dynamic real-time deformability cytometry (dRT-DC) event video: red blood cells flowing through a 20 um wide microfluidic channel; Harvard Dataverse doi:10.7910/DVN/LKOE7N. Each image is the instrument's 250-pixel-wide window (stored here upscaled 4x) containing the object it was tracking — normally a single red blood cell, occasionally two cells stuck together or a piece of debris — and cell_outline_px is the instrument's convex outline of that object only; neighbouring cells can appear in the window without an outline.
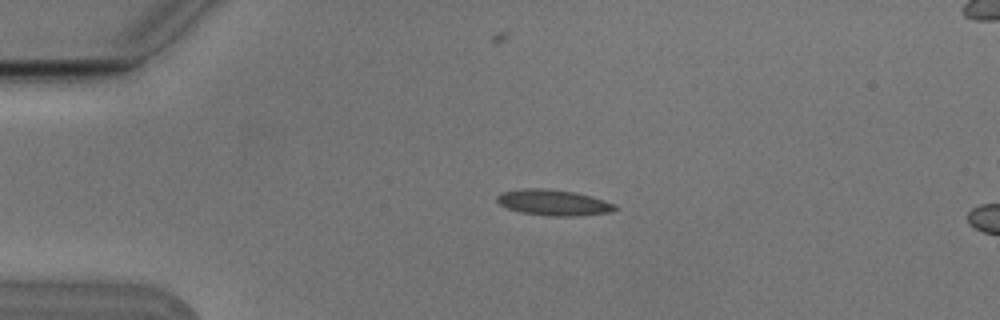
{"species": "Egyptian fruit bat (a non-hibernating species)", "species_latin": "Rousettus aegyptiacus", "temperature_condition": "cold", "stored_images_in_passage": 5, "camera_frame_rate_fps": 3000, "um_per_image_px": 0.085, "animal": {"sex": "male"}, "frame": {"image": 1, "passage_image": 3, "time_ms": 0.667, "image_size_px": [1000, 320], "cell_outline_px": [[620, 208], [612, 212], [576, 216], [552, 216], [520, 212], [508, 208], [500, 204], [496, 200], [496, 196], [500, 192], [520, 188], [544, 188], [576, 192], [604, 200], [616, 204]], "centroid_in_image_um": [47.06, 17.21], "position_along_channel_um": 37.9, "area_um2": 17.98}}